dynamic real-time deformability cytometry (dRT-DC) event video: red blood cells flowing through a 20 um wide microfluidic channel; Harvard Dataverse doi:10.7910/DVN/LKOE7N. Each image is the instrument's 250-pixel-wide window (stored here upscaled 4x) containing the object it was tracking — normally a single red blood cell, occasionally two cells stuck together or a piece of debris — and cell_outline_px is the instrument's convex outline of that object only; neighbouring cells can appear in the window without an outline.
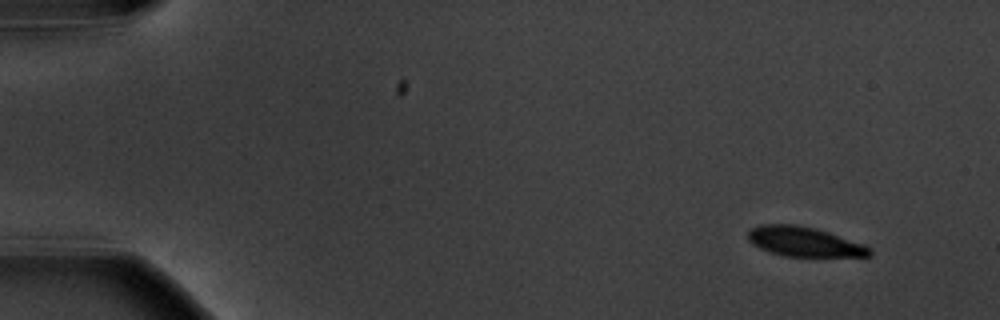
{"species": "common noctule bat (a hibernating species)", "species_latin": "Nyctalus noctula", "temperature_condition": "warm", "stored_images_in_passage": 5, "segment_of_instrument_passage": [2, 2], "camera_frame_rate_fps": 3000, "um_per_image_px": 0.085, "animal": {"sex": "male", "body_mass_g": 20.1, "forearm_length_mm": 53.5}, "frame": {"image": 1, "passage_image": 5, "time_ms": 5.667, "image_size_px": [1000, 320], "cell_outline_px": [[872, 256], [784, 256], [768, 252], [752, 244], [748, 240], [748, 232], [752, 228], [760, 224], [792, 224], [812, 228], [864, 244], [872, 248]], "centroid_in_image_um": [68.33, 20.55], "position_along_channel_um": 16.7, "area_um2": 20.75}}